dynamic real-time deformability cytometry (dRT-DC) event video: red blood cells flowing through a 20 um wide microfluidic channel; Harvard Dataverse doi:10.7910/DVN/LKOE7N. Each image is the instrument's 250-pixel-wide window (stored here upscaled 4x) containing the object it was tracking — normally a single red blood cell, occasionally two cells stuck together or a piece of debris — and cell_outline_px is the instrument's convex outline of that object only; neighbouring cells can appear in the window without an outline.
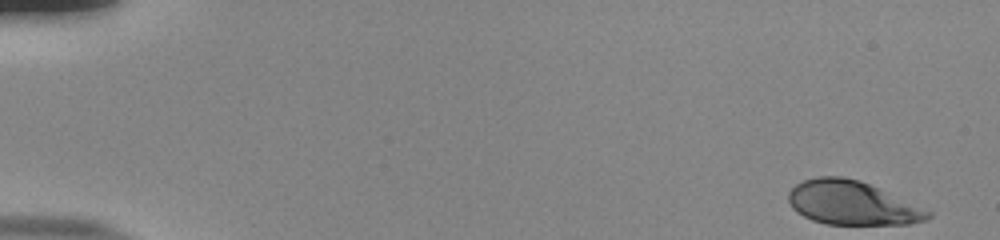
{"species": "human", "species_latin": "Homo sapiens", "temperature_condition": "room temperature", "stored_images_in_passage": 53, "camera_frame_rate_fps": 3000, "um_per_image_px": 0.085, "donor": {"sex": "male"}, "frame": {"image": 1, "passage_image": 1, "time_ms": 0.0, "image_size_px": [1000, 240], "cell_outline_px": [[932, 216], [924, 220], [908, 224], [828, 224], [812, 220], [796, 212], [792, 208], [788, 200], [788, 192], [796, 184], [804, 180], [816, 176], [844, 176], [860, 180], [880, 188], [932, 212]], "centroid_in_image_um": [72.39, 17.24], "position_along_channel_um": 12.6, "area_um2": 35.6}}
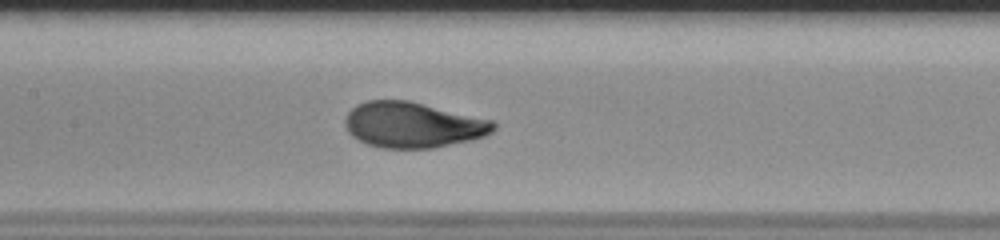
{"frame": {"image": 2, "passage_image": 26, "time_ms": 8.333, "image_size_px": [1000, 240], "cell_outline_px": [[496, 128], [492, 132], [484, 136], [472, 140], [432, 148], [380, 148], [368, 144], [352, 136], [348, 132], [344, 124], [344, 120], [348, 112], [356, 104], [368, 100], [408, 100], [492, 120], [496, 124]], "centroid_in_image_um": [35.07, 10.61], "position_along_channel_um": 172.3, "area_um2": 39.48}}
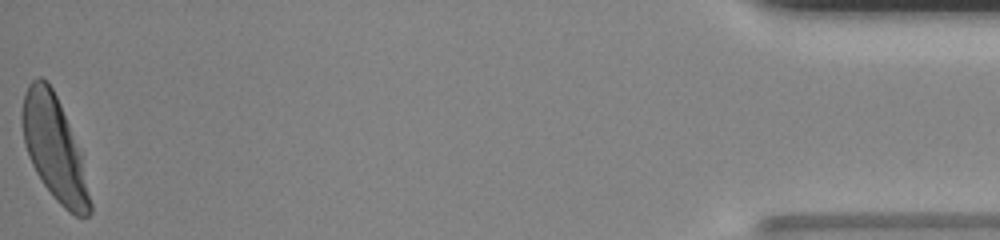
{"frame": {"image": 3, "passage_image": 53, "time_ms": 17.333, "image_size_px": [1000, 240], "cell_outline_px": [[92, 212], [88, 216], [76, 216], [68, 212], [52, 196], [36, 172], [28, 156], [24, 144], [20, 120], [20, 112], [24, 92], [28, 84], [32, 80], [40, 76], [52, 88], [60, 104], [80, 152], [92, 204]], "centroid_in_image_um": [4.58, 12.61], "position_along_channel_um": 430.6, "area_um2": 40.81}, "authors_computed_cell_mechanics": {"area_um2": 39.1306, "velocity_mm_per_s": 3.8226, "shape_relaxation_time_tau1_ms": 3.0549, "shape_relaxation_time_tau2_ms": null, "deformation_change_tau1": 0.1655, "deformation_change_tau2": null}}